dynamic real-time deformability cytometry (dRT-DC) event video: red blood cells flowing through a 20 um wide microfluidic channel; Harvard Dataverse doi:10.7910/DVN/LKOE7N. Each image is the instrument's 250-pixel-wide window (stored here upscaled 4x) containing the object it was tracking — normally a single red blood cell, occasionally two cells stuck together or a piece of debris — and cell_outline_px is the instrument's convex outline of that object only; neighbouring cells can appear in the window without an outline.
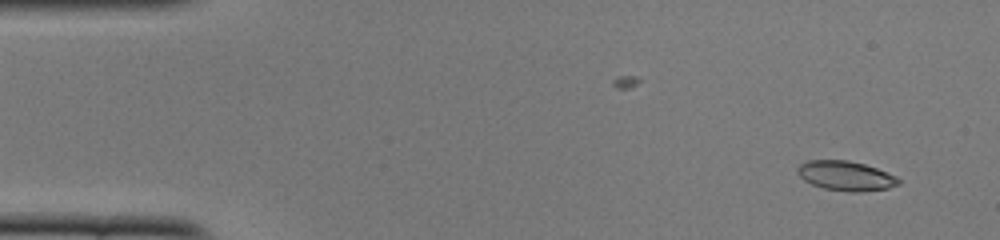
{"species": "common noctule bat (a hibernating species)", "species_latin": "Nyctalus noctula", "temperature_condition": "cold", "stored_images_in_passage": 51, "camera_frame_rate_fps": 3000, "um_per_image_px": 0.085, "animal": {"sex": "female", "body_mass_g": 22.0, "forearm_length_mm": 56.7}, "frame": {"image": 1, "passage_image": 3, "time_ms": 0.667, "image_size_px": [1000, 240], "cell_outline_px": [[900, 184], [888, 188], [860, 192], [848, 192], [824, 188], [812, 184], [804, 180], [796, 172], [796, 168], [800, 164], [808, 160], [848, 160], [864, 164], [876, 168], [896, 176], [900, 180]], "centroid_in_image_um": [71.88, 14.94], "position_along_channel_um": 13.1, "area_um2": 17.46}}
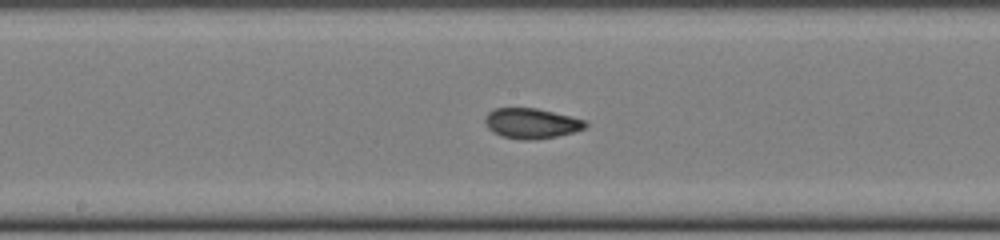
{"frame": {"image": 2, "passage_image": 26, "time_ms": 8.333, "image_size_px": [1000, 240], "cell_outline_px": [[588, 124], [584, 128], [572, 132], [556, 136], [532, 140], [520, 140], [500, 136], [492, 132], [488, 128], [484, 120], [484, 116], [488, 112], [496, 108], [536, 108], [584, 120]], "centroid_in_image_um": [45.1, 10.49], "position_along_channel_um": 203.1, "area_um2": 17.57}}
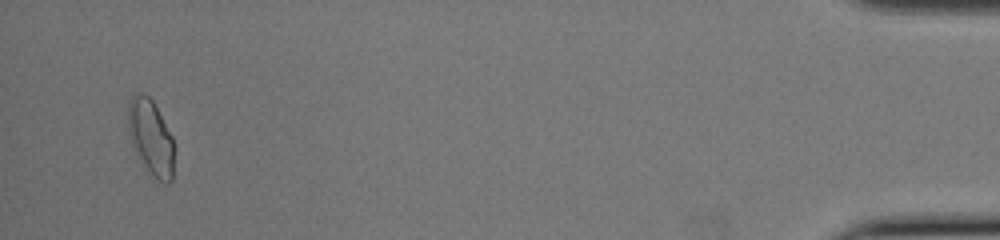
{"frame": {"image": 3, "passage_image": 49, "time_ms": 16.0, "image_size_px": [1000, 240], "cell_outline_px": [[176, 148], [172, 180], [168, 184], [164, 184], [156, 180], [144, 164], [132, 144], [128, 124], [128, 104], [132, 96], [140, 92], [148, 96], [152, 100], [172, 136]], "centroid_in_image_um": [12.87, 11.72], "position_along_channel_um": 422.3, "area_um2": 20.23}, "authors_computed_cell_mechanics": {"area_um2": 17.6868, "velocity_mm_per_s": 3.9032, "shape_relaxation_time_tau1_ms": null, "shape_relaxation_time_tau2_ms": 1.2772, "deformation_change_tau1": null, "deformation_change_tau2": 0.0676}}